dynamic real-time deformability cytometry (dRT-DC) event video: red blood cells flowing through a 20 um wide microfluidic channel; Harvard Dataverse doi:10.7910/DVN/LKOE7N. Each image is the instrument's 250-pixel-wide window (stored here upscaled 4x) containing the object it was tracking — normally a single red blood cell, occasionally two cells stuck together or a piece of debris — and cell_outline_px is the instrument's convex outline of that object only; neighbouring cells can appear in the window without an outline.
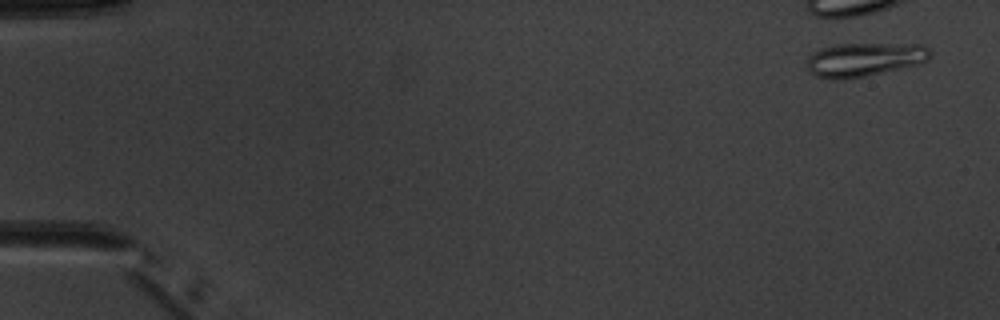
{"species": "common noctule bat (a hibernating species)", "species_latin": "Nyctalus noctula", "temperature_condition": "warm", "stored_images_in_passage": 4, "camera_frame_rate_fps": 3000, "um_per_image_px": 0.085, "animal": {"sex": "male", "body_mass_g": 20.1, "forearm_length_mm": 53.5}, "frame": {"image": 1, "passage_image": 1, "time_ms": 0.0, "image_size_px": [1000, 320], "cell_outline_px": [[932, 56], [928, 60], [916, 64], [864, 76], [844, 80], [832, 80], [816, 76], [808, 72], [804, 64], [808, 56], [812, 52], [820, 48], [836, 44], [924, 44], [932, 52]], "centroid_in_image_um": [73.39, 5.06], "position_along_channel_um": 11.6, "area_um2": 24.57}}